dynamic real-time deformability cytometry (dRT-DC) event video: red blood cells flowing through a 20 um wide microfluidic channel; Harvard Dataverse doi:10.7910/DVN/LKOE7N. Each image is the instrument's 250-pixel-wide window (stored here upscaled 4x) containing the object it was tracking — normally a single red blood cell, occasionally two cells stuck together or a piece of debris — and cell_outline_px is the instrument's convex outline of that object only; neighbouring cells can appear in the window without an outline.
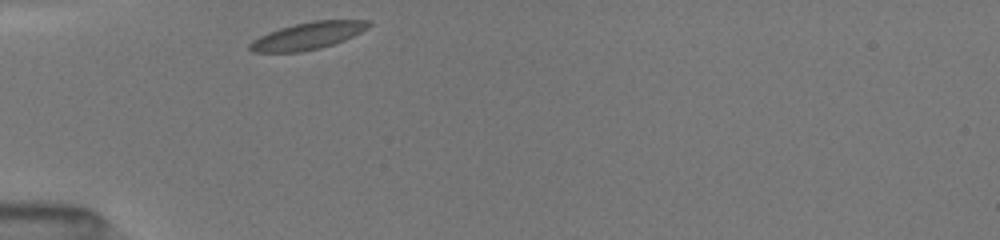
{"species": "common noctule bat (a hibernating species)", "species_latin": "Nyctalus noctula", "temperature_condition": "room temperature", "stored_images_in_passage": 19, "camera_frame_rate_fps": 3000, "um_per_image_px": 0.085, "animal": {"sex": "female", "body_mass_g": 19.5, "forearm_length_mm": 54.1}, "frame": {"image": 1, "passage_image": 1, "time_ms": 0.0, "image_size_px": [1000, 240], "cell_outline_px": [[372, 24], [368, 28], [344, 40], [320, 48], [300, 52], [252, 52], [248, 48], [248, 44], [252, 40], [268, 32], [280, 28], [312, 20], [368, 20]], "centroid_in_image_um": [26.14, 3.04], "position_along_channel_um": 58.9, "area_um2": 18.73}}
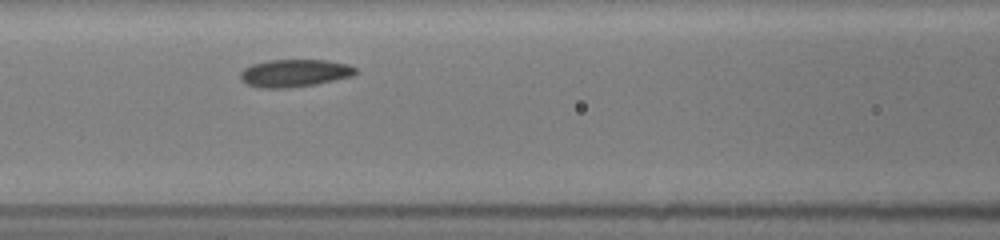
{"frame": {"image": 2, "passage_image": 14, "time_ms": 2.333, "image_size_px": [1000, 240], "cell_outline_px": [[356, 72], [352, 76], [316, 84], [292, 88], [260, 88], [244, 84], [240, 80], [240, 72], [244, 68], [252, 64], [268, 60], [328, 60], [348, 64], [356, 68]], "centroid_in_image_um": [24.99, 6.22], "position_along_channel_um": 141.6, "area_um2": 18.73}}
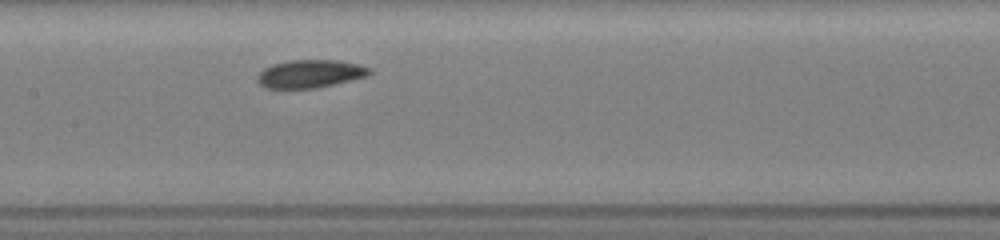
{"frame": {"image": 3, "passage_image": 19, "time_ms": 3.333, "image_size_px": [1000, 240], "cell_outline_px": [[372, 72], [368, 76], [352, 80], [316, 88], [264, 88], [256, 80], [256, 76], [264, 68], [272, 64], [288, 60], [340, 60], [360, 64], [372, 68]], "centroid_in_image_um": [26.38, 6.26], "position_along_channel_um": 181.0, "area_um2": 18.55}}